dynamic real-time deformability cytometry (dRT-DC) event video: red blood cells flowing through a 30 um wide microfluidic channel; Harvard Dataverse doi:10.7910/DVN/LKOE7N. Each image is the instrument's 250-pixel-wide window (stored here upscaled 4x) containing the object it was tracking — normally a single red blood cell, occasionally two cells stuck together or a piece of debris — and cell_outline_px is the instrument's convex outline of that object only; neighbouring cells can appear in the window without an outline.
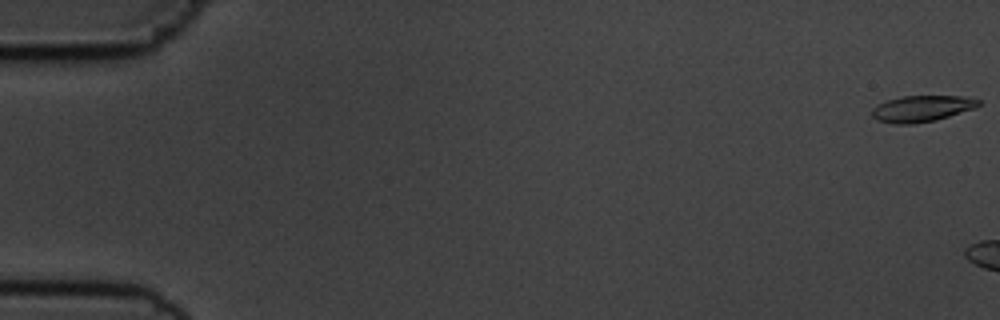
{"species": "common noctule bat (a hibernating species)", "species_latin": "Nyctalus noctula", "temperature_condition": "cold", "stored_images_in_passage": 11, "camera_frame_rate_fps": 3000, "um_per_image_px": 0.085, "animal": {"sex": "male", "body_mass_g": 19.5, "forearm_length_mm": 54.6}, "frame": {"image": 1, "passage_image": 1, "time_ms": 0.0, "image_size_px": [1000, 320], "cell_outline_px": [[980, 104], [976, 108], [936, 120], [912, 124], [896, 124], [876, 120], [872, 116], [872, 108], [876, 104], [900, 96], [964, 96], [980, 100]], "centroid_in_image_um": [78.34, 9.23], "position_along_channel_um": 6.7, "area_um2": 16.42}}